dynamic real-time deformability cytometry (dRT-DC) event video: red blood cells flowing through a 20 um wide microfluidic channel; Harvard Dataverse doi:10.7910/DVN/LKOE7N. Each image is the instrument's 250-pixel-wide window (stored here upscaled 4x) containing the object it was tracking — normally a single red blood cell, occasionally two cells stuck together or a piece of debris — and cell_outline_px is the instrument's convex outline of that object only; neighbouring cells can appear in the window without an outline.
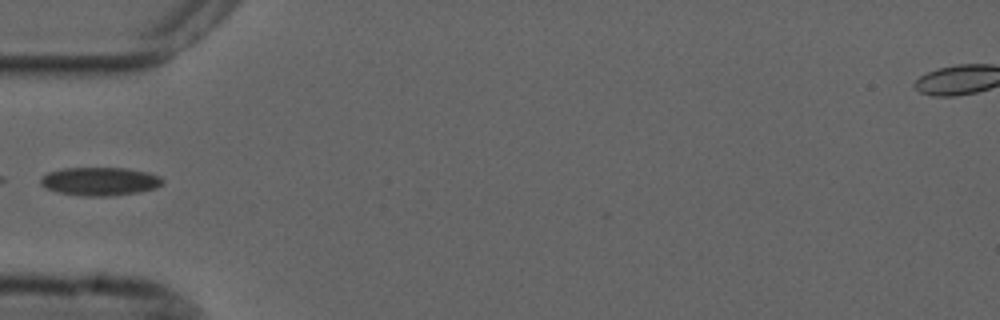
{"species": "common noctule bat (a hibernating species)", "species_latin": "Nyctalus noctula", "temperature_condition": "cold", "stored_images_in_passage": 36, "camera_frame_rate_fps": 3000, "um_per_image_px": 0.085, "animal": {"sex": "male", "forearm_length_mm": 52.5}, "frame": {"image": 1, "passage_image": 1, "time_ms": 0.0, "image_size_px": [1000, 320], "cell_outline_px": [[164, 184], [156, 188], [140, 192], [108, 196], [80, 196], [56, 192], [44, 188], [40, 184], [40, 180], [48, 172], [64, 168], [128, 168], [148, 172], [160, 176], [164, 180]], "centroid_in_image_um": [8.51, 15.42], "position_along_channel_um": 76.5, "area_um2": 20.4}}